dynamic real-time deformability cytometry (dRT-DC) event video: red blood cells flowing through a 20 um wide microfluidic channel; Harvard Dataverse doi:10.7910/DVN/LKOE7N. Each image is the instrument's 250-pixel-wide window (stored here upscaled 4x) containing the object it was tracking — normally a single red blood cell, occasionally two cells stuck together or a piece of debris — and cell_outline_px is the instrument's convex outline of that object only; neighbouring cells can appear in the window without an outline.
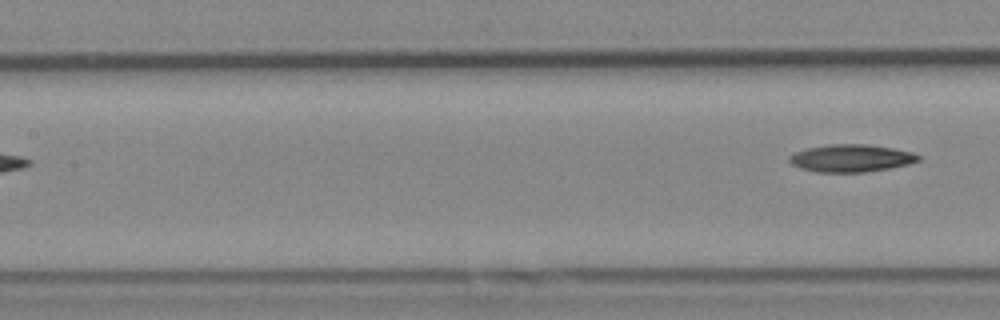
{"species": "Egyptian fruit bat (a non-hibernating species)", "species_latin": "Rousettus aegyptiacus", "temperature_condition": "cold", "stored_images_in_passage": 9, "segment_of_instrument_passage": [2, 2], "camera_frame_rate_fps": 3000, "um_per_image_px": 0.085, "animal": {"sex": "female"}, "frame": {"image": 1, "passage_image": 9, "time_ms": 2.667, "image_size_px": [1000, 320], "cell_outline_px": [[920, 160], [908, 164], [888, 168], [864, 172], [816, 172], [800, 168], [792, 164], [788, 160], [788, 156], [796, 152], [808, 148], [832, 144], [868, 144], [892, 148], [912, 152], [920, 156]], "centroid_in_image_um": [72.33, 13.44], "position_along_channel_um": 135.1, "area_um2": 20.52}}